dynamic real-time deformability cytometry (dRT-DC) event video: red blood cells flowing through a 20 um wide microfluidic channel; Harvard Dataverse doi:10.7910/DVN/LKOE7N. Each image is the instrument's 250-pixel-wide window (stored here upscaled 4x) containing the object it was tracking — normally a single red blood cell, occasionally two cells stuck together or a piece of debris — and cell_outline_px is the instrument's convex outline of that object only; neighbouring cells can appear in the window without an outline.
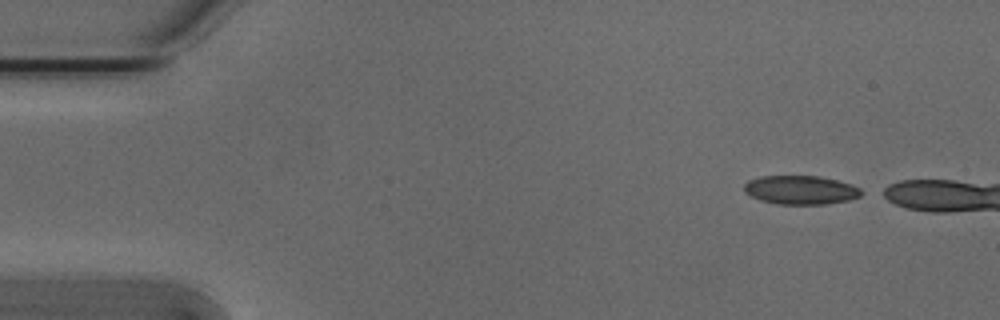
{"species": "Egyptian fruit bat (a non-hibernating species)", "species_latin": "Rousettus aegyptiacus", "temperature_condition": "cold", "stored_images_in_passage": 6, "camera_frame_rate_fps": 3000, "um_per_image_px": 0.085, "animal": {"sex": "male"}, "frame": {"image": 1, "passage_image": 1, "time_ms": 0.0, "image_size_px": [1000, 320], "cell_outline_px": [[868, 192], [860, 196], [848, 200], [828, 204], [776, 204], [760, 200], [744, 192], [744, 184], [748, 180], [760, 176], [820, 176], [852, 184]], "centroid_in_image_um": [68.09, 16.15], "position_along_channel_um": 16.9, "area_um2": 19.88}}